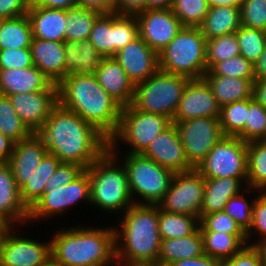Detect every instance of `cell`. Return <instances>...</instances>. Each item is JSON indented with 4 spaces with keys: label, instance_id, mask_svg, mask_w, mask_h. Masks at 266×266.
Returning a JSON list of instances; mask_svg holds the SVG:
<instances>
[{
    "label": "cell",
    "instance_id": "1",
    "mask_svg": "<svg viewBox=\"0 0 266 266\" xmlns=\"http://www.w3.org/2000/svg\"><path fill=\"white\" fill-rule=\"evenodd\" d=\"M48 153L61 163H72L87 169L109 147V140L79 115L57 104L36 132Z\"/></svg>",
    "mask_w": 266,
    "mask_h": 266
},
{
    "label": "cell",
    "instance_id": "2",
    "mask_svg": "<svg viewBox=\"0 0 266 266\" xmlns=\"http://www.w3.org/2000/svg\"><path fill=\"white\" fill-rule=\"evenodd\" d=\"M58 104L75 112L108 140L116 133L122 106L98 83L95 75L70 74L57 84Z\"/></svg>",
    "mask_w": 266,
    "mask_h": 266
},
{
    "label": "cell",
    "instance_id": "3",
    "mask_svg": "<svg viewBox=\"0 0 266 266\" xmlns=\"http://www.w3.org/2000/svg\"><path fill=\"white\" fill-rule=\"evenodd\" d=\"M124 213L114 229L117 266H157L162 242L159 207L134 204Z\"/></svg>",
    "mask_w": 266,
    "mask_h": 266
},
{
    "label": "cell",
    "instance_id": "4",
    "mask_svg": "<svg viewBox=\"0 0 266 266\" xmlns=\"http://www.w3.org/2000/svg\"><path fill=\"white\" fill-rule=\"evenodd\" d=\"M51 238V256L61 266H117L115 227H60Z\"/></svg>",
    "mask_w": 266,
    "mask_h": 266
},
{
    "label": "cell",
    "instance_id": "5",
    "mask_svg": "<svg viewBox=\"0 0 266 266\" xmlns=\"http://www.w3.org/2000/svg\"><path fill=\"white\" fill-rule=\"evenodd\" d=\"M118 152V149H107L85 169L90 179L91 205L112 214L124 213L134 205L126 169L117 162Z\"/></svg>",
    "mask_w": 266,
    "mask_h": 266
},
{
    "label": "cell",
    "instance_id": "6",
    "mask_svg": "<svg viewBox=\"0 0 266 266\" xmlns=\"http://www.w3.org/2000/svg\"><path fill=\"white\" fill-rule=\"evenodd\" d=\"M206 42L199 27L183 26L158 53L159 70L189 79H202L207 71Z\"/></svg>",
    "mask_w": 266,
    "mask_h": 266
},
{
    "label": "cell",
    "instance_id": "7",
    "mask_svg": "<svg viewBox=\"0 0 266 266\" xmlns=\"http://www.w3.org/2000/svg\"><path fill=\"white\" fill-rule=\"evenodd\" d=\"M188 77L158 70L135 85L132 105L142 112L167 116L171 121L183 95Z\"/></svg>",
    "mask_w": 266,
    "mask_h": 266
},
{
    "label": "cell",
    "instance_id": "8",
    "mask_svg": "<svg viewBox=\"0 0 266 266\" xmlns=\"http://www.w3.org/2000/svg\"><path fill=\"white\" fill-rule=\"evenodd\" d=\"M122 163L134 204L158 205L175 173L141 154L126 153ZM136 195L141 198L137 200Z\"/></svg>",
    "mask_w": 266,
    "mask_h": 266
},
{
    "label": "cell",
    "instance_id": "9",
    "mask_svg": "<svg viewBox=\"0 0 266 266\" xmlns=\"http://www.w3.org/2000/svg\"><path fill=\"white\" fill-rule=\"evenodd\" d=\"M172 121L164 115L137 110L132 104L122 107L120 122L116 133L109 139L108 149H117L121 143L131 146L128 153L141 154L151 141Z\"/></svg>",
    "mask_w": 266,
    "mask_h": 266
},
{
    "label": "cell",
    "instance_id": "10",
    "mask_svg": "<svg viewBox=\"0 0 266 266\" xmlns=\"http://www.w3.org/2000/svg\"><path fill=\"white\" fill-rule=\"evenodd\" d=\"M196 169L204 178H247V143L224 136Z\"/></svg>",
    "mask_w": 266,
    "mask_h": 266
},
{
    "label": "cell",
    "instance_id": "11",
    "mask_svg": "<svg viewBox=\"0 0 266 266\" xmlns=\"http://www.w3.org/2000/svg\"><path fill=\"white\" fill-rule=\"evenodd\" d=\"M138 37L139 26L135 15L110 13L101 14L96 19L88 39L99 54L108 58Z\"/></svg>",
    "mask_w": 266,
    "mask_h": 266
},
{
    "label": "cell",
    "instance_id": "12",
    "mask_svg": "<svg viewBox=\"0 0 266 266\" xmlns=\"http://www.w3.org/2000/svg\"><path fill=\"white\" fill-rule=\"evenodd\" d=\"M204 188L205 178L196 168L175 173L169 189L157 206L166 212L200 219Z\"/></svg>",
    "mask_w": 266,
    "mask_h": 266
},
{
    "label": "cell",
    "instance_id": "13",
    "mask_svg": "<svg viewBox=\"0 0 266 266\" xmlns=\"http://www.w3.org/2000/svg\"><path fill=\"white\" fill-rule=\"evenodd\" d=\"M86 201L91 204L90 179L85 170L78 178L65 186L45 190L42 197L29 210L28 221H41L68 212L70 207Z\"/></svg>",
    "mask_w": 266,
    "mask_h": 266
},
{
    "label": "cell",
    "instance_id": "14",
    "mask_svg": "<svg viewBox=\"0 0 266 266\" xmlns=\"http://www.w3.org/2000/svg\"><path fill=\"white\" fill-rule=\"evenodd\" d=\"M172 123L176 125L187 159L194 168L224 137L219 118L200 117Z\"/></svg>",
    "mask_w": 266,
    "mask_h": 266
},
{
    "label": "cell",
    "instance_id": "15",
    "mask_svg": "<svg viewBox=\"0 0 266 266\" xmlns=\"http://www.w3.org/2000/svg\"><path fill=\"white\" fill-rule=\"evenodd\" d=\"M16 226L4 235L0 249V266H40L51 256V241L39 242L18 236ZM15 230V231H14Z\"/></svg>",
    "mask_w": 266,
    "mask_h": 266
},
{
    "label": "cell",
    "instance_id": "16",
    "mask_svg": "<svg viewBox=\"0 0 266 266\" xmlns=\"http://www.w3.org/2000/svg\"><path fill=\"white\" fill-rule=\"evenodd\" d=\"M135 16L139 37L157 53L161 52L183 27L170 8L145 10Z\"/></svg>",
    "mask_w": 266,
    "mask_h": 266
},
{
    "label": "cell",
    "instance_id": "17",
    "mask_svg": "<svg viewBox=\"0 0 266 266\" xmlns=\"http://www.w3.org/2000/svg\"><path fill=\"white\" fill-rule=\"evenodd\" d=\"M8 98L22 122L32 133H36L58 104L57 84L51 83L43 91L13 94Z\"/></svg>",
    "mask_w": 266,
    "mask_h": 266
},
{
    "label": "cell",
    "instance_id": "18",
    "mask_svg": "<svg viewBox=\"0 0 266 266\" xmlns=\"http://www.w3.org/2000/svg\"><path fill=\"white\" fill-rule=\"evenodd\" d=\"M141 155L152 159L174 173L194 169L187 159L185 149L174 123L158 134Z\"/></svg>",
    "mask_w": 266,
    "mask_h": 266
},
{
    "label": "cell",
    "instance_id": "19",
    "mask_svg": "<svg viewBox=\"0 0 266 266\" xmlns=\"http://www.w3.org/2000/svg\"><path fill=\"white\" fill-rule=\"evenodd\" d=\"M219 116L220 106L207 82L203 78L191 79L184 89L172 121Z\"/></svg>",
    "mask_w": 266,
    "mask_h": 266
},
{
    "label": "cell",
    "instance_id": "20",
    "mask_svg": "<svg viewBox=\"0 0 266 266\" xmlns=\"http://www.w3.org/2000/svg\"><path fill=\"white\" fill-rule=\"evenodd\" d=\"M113 57L124 69L134 86L159 70L158 53L140 37L120 49Z\"/></svg>",
    "mask_w": 266,
    "mask_h": 266
},
{
    "label": "cell",
    "instance_id": "21",
    "mask_svg": "<svg viewBox=\"0 0 266 266\" xmlns=\"http://www.w3.org/2000/svg\"><path fill=\"white\" fill-rule=\"evenodd\" d=\"M47 153L43 140L36 133L15 142L14 150L6 162L19 190L29 181Z\"/></svg>",
    "mask_w": 266,
    "mask_h": 266
},
{
    "label": "cell",
    "instance_id": "22",
    "mask_svg": "<svg viewBox=\"0 0 266 266\" xmlns=\"http://www.w3.org/2000/svg\"><path fill=\"white\" fill-rule=\"evenodd\" d=\"M95 76L100 86L122 107L132 104L135 86L114 57L104 58Z\"/></svg>",
    "mask_w": 266,
    "mask_h": 266
},
{
    "label": "cell",
    "instance_id": "23",
    "mask_svg": "<svg viewBox=\"0 0 266 266\" xmlns=\"http://www.w3.org/2000/svg\"><path fill=\"white\" fill-rule=\"evenodd\" d=\"M32 62L52 83L64 78V42L32 38L30 45Z\"/></svg>",
    "mask_w": 266,
    "mask_h": 266
},
{
    "label": "cell",
    "instance_id": "24",
    "mask_svg": "<svg viewBox=\"0 0 266 266\" xmlns=\"http://www.w3.org/2000/svg\"><path fill=\"white\" fill-rule=\"evenodd\" d=\"M33 38L65 41L66 10L36 6L32 1L27 13Z\"/></svg>",
    "mask_w": 266,
    "mask_h": 266
},
{
    "label": "cell",
    "instance_id": "25",
    "mask_svg": "<svg viewBox=\"0 0 266 266\" xmlns=\"http://www.w3.org/2000/svg\"><path fill=\"white\" fill-rule=\"evenodd\" d=\"M243 182H247V178H205L200 219L204 215L223 211L227 201L231 197L236 196L241 192L247 195V193H251V190H254L248 187H243L246 186V184L242 185ZM242 188L245 191H242Z\"/></svg>",
    "mask_w": 266,
    "mask_h": 266
},
{
    "label": "cell",
    "instance_id": "26",
    "mask_svg": "<svg viewBox=\"0 0 266 266\" xmlns=\"http://www.w3.org/2000/svg\"><path fill=\"white\" fill-rule=\"evenodd\" d=\"M0 215L12 226L19 222L23 226L29 217V210L21 201L20 190L7 162L0 163Z\"/></svg>",
    "mask_w": 266,
    "mask_h": 266
},
{
    "label": "cell",
    "instance_id": "27",
    "mask_svg": "<svg viewBox=\"0 0 266 266\" xmlns=\"http://www.w3.org/2000/svg\"><path fill=\"white\" fill-rule=\"evenodd\" d=\"M52 82L35 66L0 69V94L9 96L45 90Z\"/></svg>",
    "mask_w": 266,
    "mask_h": 266
},
{
    "label": "cell",
    "instance_id": "28",
    "mask_svg": "<svg viewBox=\"0 0 266 266\" xmlns=\"http://www.w3.org/2000/svg\"><path fill=\"white\" fill-rule=\"evenodd\" d=\"M64 77L70 74L95 75L104 57L98 53L89 39L64 41Z\"/></svg>",
    "mask_w": 266,
    "mask_h": 266
},
{
    "label": "cell",
    "instance_id": "29",
    "mask_svg": "<svg viewBox=\"0 0 266 266\" xmlns=\"http://www.w3.org/2000/svg\"><path fill=\"white\" fill-rule=\"evenodd\" d=\"M203 79L207 82L220 107L252 98L253 81L239 77L215 76L209 70Z\"/></svg>",
    "mask_w": 266,
    "mask_h": 266
},
{
    "label": "cell",
    "instance_id": "30",
    "mask_svg": "<svg viewBox=\"0 0 266 266\" xmlns=\"http://www.w3.org/2000/svg\"><path fill=\"white\" fill-rule=\"evenodd\" d=\"M241 27L240 6L220 5L210 7L199 26L206 40L235 33Z\"/></svg>",
    "mask_w": 266,
    "mask_h": 266
},
{
    "label": "cell",
    "instance_id": "31",
    "mask_svg": "<svg viewBox=\"0 0 266 266\" xmlns=\"http://www.w3.org/2000/svg\"><path fill=\"white\" fill-rule=\"evenodd\" d=\"M204 255L203 239L201 231L179 239L162 240L157 266H168L169 264Z\"/></svg>",
    "mask_w": 266,
    "mask_h": 266
},
{
    "label": "cell",
    "instance_id": "32",
    "mask_svg": "<svg viewBox=\"0 0 266 266\" xmlns=\"http://www.w3.org/2000/svg\"><path fill=\"white\" fill-rule=\"evenodd\" d=\"M61 164L60 159L47 153L29 181L20 189L22 203L30 210L45 192L46 184Z\"/></svg>",
    "mask_w": 266,
    "mask_h": 266
},
{
    "label": "cell",
    "instance_id": "33",
    "mask_svg": "<svg viewBox=\"0 0 266 266\" xmlns=\"http://www.w3.org/2000/svg\"><path fill=\"white\" fill-rule=\"evenodd\" d=\"M201 236L204 254L221 261L231 258L247 245L246 235L201 232Z\"/></svg>",
    "mask_w": 266,
    "mask_h": 266
},
{
    "label": "cell",
    "instance_id": "34",
    "mask_svg": "<svg viewBox=\"0 0 266 266\" xmlns=\"http://www.w3.org/2000/svg\"><path fill=\"white\" fill-rule=\"evenodd\" d=\"M255 192H266V140L247 143V182Z\"/></svg>",
    "mask_w": 266,
    "mask_h": 266
},
{
    "label": "cell",
    "instance_id": "35",
    "mask_svg": "<svg viewBox=\"0 0 266 266\" xmlns=\"http://www.w3.org/2000/svg\"><path fill=\"white\" fill-rule=\"evenodd\" d=\"M32 38V28L27 15L3 20L0 49L30 48Z\"/></svg>",
    "mask_w": 266,
    "mask_h": 266
},
{
    "label": "cell",
    "instance_id": "36",
    "mask_svg": "<svg viewBox=\"0 0 266 266\" xmlns=\"http://www.w3.org/2000/svg\"><path fill=\"white\" fill-rule=\"evenodd\" d=\"M200 219L191 215L166 212L159 208V234L161 240L179 239L195 233Z\"/></svg>",
    "mask_w": 266,
    "mask_h": 266
},
{
    "label": "cell",
    "instance_id": "37",
    "mask_svg": "<svg viewBox=\"0 0 266 266\" xmlns=\"http://www.w3.org/2000/svg\"><path fill=\"white\" fill-rule=\"evenodd\" d=\"M100 12L83 7L66 9L65 41H83L89 38Z\"/></svg>",
    "mask_w": 266,
    "mask_h": 266
},
{
    "label": "cell",
    "instance_id": "38",
    "mask_svg": "<svg viewBox=\"0 0 266 266\" xmlns=\"http://www.w3.org/2000/svg\"><path fill=\"white\" fill-rule=\"evenodd\" d=\"M0 132L14 142L27 139L32 132L22 122L8 96L0 94Z\"/></svg>",
    "mask_w": 266,
    "mask_h": 266
},
{
    "label": "cell",
    "instance_id": "39",
    "mask_svg": "<svg viewBox=\"0 0 266 266\" xmlns=\"http://www.w3.org/2000/svg\"><path fill=\"white\" fill-rule=\"evenodd\" d=\"M247 99L220 107L219 122L224 136L237 137L245 128Z\"/></svg>",
    "mask_w": 266,
    "mask_h": 266
},
{
    "label": "cell",
    "instance_id": "40",
    "mask_svg": "<svg viewBox=\"0 0 266 266\" xmlns=\"http://www.w3.org/2000/svg\"><path fill=\"white\" fill-rule=\"evenodd\" d=\"M246 143L266 140V108L253 98L247 99V120L244 130L237 136Z\"/></svg>",
    "mask_w": 266,
    "mask_h": 266
},
{
    "label": "cell",
    "instance_id": "41",
    "mask_svg": "<svg viewBox=\"0 0 266 266\" xmlns=\"http://www.w3.org/2000/svg\"><path fill=\"white\" fill-rule=\"evenodd\" d=\"M209 8L207 0H172L170 10L183 26L199 27Z\"/></svg>",
    "mask_w": 266,
    "mask_h": 266
},
{
    "label": "cell",
    "instance_id": "42",
    "mask_svg": "<svg viewBox=\"0 0 266 266\" xmlns=\"http://www.w3.org/2000/svg\"><path fill=\"white\" fill-rule=\"evenodd\" d=\"M240 55V48L235 33L218 36L206 42L207 71L217 62Z\"/></svg>",
    "mask_w": 266,
    "mask_h": 266
},
{
    "label": "cell",
    "instance_id": "43",
    "mask_svg": "<svg viewBox=\"0 0 266 266\" xmlns=\"http://www.w3.org/2000/svg\"><path fill=\"white\" fill-rule=\"evenodd\" d=\"M235 34L240 48V55L254 65L264 51L266 31L241 25Z\"/></svg>",
    "mask_w": 266,
    "mask_h": 266
},
{
    "label": "cell",
    "instance_id": "44",
    "mask_svg": "<svg viewBox=\"0 0 266 266\" xmlns=\"http://www.w3.org/2000/svg\"><path fill=\"white\" fill-rule=\"evenodd\" d=\"M209 71L215 76L239 77L255 81L254 65L242 55L217 62Z\"/></svg>",
    "mask_w": 266,
    "mask_h": 266
},
{
    "label": "cell",
    "instance_id": "45",
    "mask_svg": "<svg viewBox=\"0 0 266 266\" xmlns=\"http://www.w3.org/2000/svg\"><path fill=\"white\" fill-rule=\"evenodd\" d=\"M199 229L201 232L246 235V232L224 211L204 215L200 219Z\"/></svg>",
    "mask_w": 266,
    "mask_h": 266
},
{
    "label": "cell",
    "instance_id": "46",
    "mask_svg": "<svg viewBox=\"0 0 266 266\" xmlns=\"http://www.w3.org/2000/svg\"><path fill=\"white\" fill-rule=\"evenodd\" d=\"M253 204L254 199L249 203L245 195L241 192L227 201L223 211L247 232L252 225Z\"/></svg>",
    "mask_w": 266,
    "mask_h": 266
},
{
    "label": "cell",
    "instance_id": "47",
    "mask_svg": "<svg viewBox=\"0 0 266 266\" xmlns=\"http://www.w3.org/2000/svg\"><path fill=\"white\" fill-rule=\"evenodd\" d=\"M241 25L266 31V0H241Z\"/></svg>",
    "mask_w": 266,
    "mask_h": 266
},
{
    "label": "cell",
    "instance_id": "48",
    "mask_svg": "<svg viewBox=\"0 0 266 266\" xmlns=\"http://www.w3.org/2000/svg\"><path fill=\"white\" fill-rule=\"evenodd\" d=\"M261 193V194H260ZM253 230L258 233L259 239L256 242L249 243L252 239L254 232ZM247 237V245H253L257 242H261L266 240V192H259L258 197L254 198V204H253V217H252V225L249 228V230L246 232Z\"/></svg>",
    "mask_w": 266,
    "mask_h": 266
},
{
    "label": "cell",
    "instance_id": "49",
    "mask_svg": "<svg viewBox=\"0 0 266 266\" xmlns=\"http://www.w3.org/2000/svg\"><path fill=\"white\" fill-rule=\"evenodd\" d=\"M32 65L30 48L0 49V69H21Z\"/></svg>",
    "mask_w": 266,
    "mask_h": 266
},
{
    "label": "cell",
    "instance_id": "50",
    "mask_svg": "<svg viewBox=\"0 0 266 266\" xmlns=\"http://www.w3.org/2000/svg\"><path fill=\"white\" fill-rule=\"evenodd\" d=\"M85 168L72 163H61L46 184L45 190H52L71 183L78 178Z\"/></svg>",
    "mask_w": 266,
    "mask_h": 266
},
{
    "label": "cell",
    "instance_id": "51",
    "mask_svg": "<svg viewBox=\"0 0 266 266\" xmlns=\"http://www.w3.org/2000/svg\"><path fill=\"white\" fill-rule=\"evenodd\" d=\"M221 266H262V264L255 247L245 245L231 258L221 261Z\"/></svg>",
    "mask_w": 266,
    "mask_h": 266
},
{
    "label": "cell",
    "instance_id": "52",
    "mask_svg": "<svg viewBox=\"0 0 266 266\" xmlns=\"http://www.w3.org/2000/svg\"><path fill=\"white\" fill-rule=\"evenodd\" d=\"M32 0H0V18L27 15Z\"/></svg>",
    "mask_w": 266,
    "mask_h": 266
},
{
    "label": "cell",
    "instance_id": "53",
    "mask_svg": "<svg viewBox=\"0 0 266 266\" xmlns=\"http://www.w3.org/2000/svg\"><path fill=\"white\" fill-rule=\"evenodd\" d=\"M146 10V0H115L113 13L136 15Z\"/></svg>",
    "mask_w": 266,
    "mask_h": 266
},
{
    "label": "cell",
    "instance_id": "54",
    "mask_svg": "<svg viewBox=\"0 0 266 266\" xmlns=\"http://www.w3.org/2000/svg\"><path fill=\"white\" fill-rule=\"evenodd\" d=\"M115 0H77V6L92 9L101 14L113 13Z\"/></svg>",
    "mask_w": 266,
    "mask_h": 266
},
{
    "label": "cell",
    "instance_id": "55",
    "mask_svg": "<svg viewBox=\"0 0 266 266\" xmlns=\"http://www.w3.org/2000/svg\"><path fill=\"white\" fill-rule=\"evenodd\" d=\"M168 266H221V260L204 254L190 259L179 260Z\"/></svg>",
    "mask_w": 266,
    "mask_h": 266
},
{
    "label": "cell",
    "instance_id": "56",
    "mask_svg": "<svg viewBox=\"0 0 266 266\" xmlns=\"http://www.w3.org/2000/svg\"><path fill=\"white\" fill-rule=\"evenodd\" d=\"M36 6L51 9H69L77 6V0H32Z\"/></svg>",
    "mask_w": 266,
    "mask_h": 266
},
{
    "label": "cell",
    "instance_id": "57",
    "mask_svg": "<svg viewBox=\"0 0 266 266\" xmlns=\"http://www.w3.org/2000/svg\"><path fill=\"white\" fill-rule=\"evenodd\" d=\"M252 98L266 108V79L254 81Z\"/></svg>",
    "mask_w": 266,
    "mask_h": 266
},
{
    "label": "cell",
    "instance_id": "58",
    "mask_svg": "<svg viewBox=\"0 0 266 266\" xmlns=\"http://www.w3.org/2000/svg\"><path fill=\"white\" fill-rule=\"evenodd\" d=\"M15 142L0 132V163L6 162L14 150Z\"/></svg>",
    "mask_w": 266,
    "mask_h": 266
},
{
    "label": "cell",
    "instance_id": "59",
    "mask_svg": "<svg viewBox=\"0 0 266 266\" xmlns=\"http://www.w3.org/2000/svg\"><path fill=\"white\" fill-rule=\"evenodd\" d=\"M255 80L266 79V45L258 61L254 64Z\"/></svg>",
    "mask_w": 266,
    "mask_h": 266
},
{
    "label": "cell",
    "instance_id": "60",
    "mask_svg": "<svg viewBox=\"0 0 266 266\" xmlns=\"http://www.w3.org/2000/svg\"><path fill=\"white\" fill-rule=\"evenodd\" d=\"M172 0H146V10L151 9H169Z\"/></svg>",
    "mask_w": 266,
    "mask_h": 266
},
{
    "label": "cell",
    "instance_id": "61",
    "mask_svg": "<svg viewBox=\"0 0 266 266\" xmlns=\"http://www.w3.org/2000/svg\"><path fill=\"white\" fill-rule=\"evenodd\" d=\"M257 250L262 266H266V240L253 244Z\"/></svg>",
    "mask_w": 266,
    "mask_h": 266
},
{
    "label": "cell",
    "instance_id": "62",
    "mask_svg": "<svg viewBox=\"0 0 266 266\" xmlns=\"http://www.w3.org/2000/svg\"><path fill=\"white\" fill-rule=\"evenodd\" d=\"M209 7L220 5L240 6L241 0H207Z\"/></svg>",
    "mask_w": 266,
    "mask_h": 266
},
{
    "label": "cell",
    "instance_id": "63",
    "mask_svg": "<svg viewBox=\"0 0 266 266\" xmlns=\"http://www.w3.org/2000/svg\"><path fill=\"white\" fill-rule=\"evenodd\" d=\"M40 266H61L52 256H50L43 264Z\"/></svg>",
    "mask_w": 266,
    "mask_h": 266
},
{
    "label": "cell",
    "instance_id": "64",
    "mask_svg": "<svg viewBox=\"0 0 266 266\" xmlns=\"http://www.w3.org/2000/svg\"><path fill=\"white\" fill-rule=\"evenodd\" d=\"M12 225L0 215V229H10Z\"/></svg>",
    "mask_w": 266,
    "mask_h": 266
},
{
    "label": "cell",
    "instance_id": "65",
    "mask_svg": "<svg viewBox=\"0 0 266 266\" xmlns=\"http://www.w3.org/2000/svg\"><path fill=\"white\" fill-rule=\"evenodd\" d=\"M9 229H0V249H1V244L3 241V237L5 235V233L8 231Z\"/></svg>",
    "mask_w": 266,
    "mask_h": 266
},
{
    "label": "cell",
    "instance_id": "66",
    "mask_svg": "<svg viewBox=\"0 0 266 266\" xmlns=\"http://www.w3.org/2000/svg\"><path fill=\"white\" fill-rule=\"evenodd\" d=\"M3 18H0V29H1V26H2V24H3Z\"/></svg>",
    "mask_w": 266,
    "mask_h": 266
}]
</instances>
